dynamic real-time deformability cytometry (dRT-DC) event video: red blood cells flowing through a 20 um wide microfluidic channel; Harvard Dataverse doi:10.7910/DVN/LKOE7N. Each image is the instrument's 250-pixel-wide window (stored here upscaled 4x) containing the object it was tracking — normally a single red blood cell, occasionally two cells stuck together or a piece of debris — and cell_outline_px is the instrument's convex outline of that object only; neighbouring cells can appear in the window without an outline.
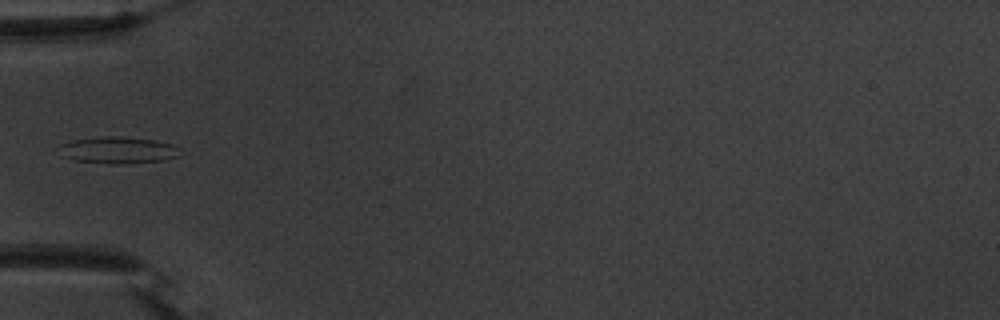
{"species": "common noctule bat (a hibernating species)", "species_latin": "Nyctalus noctula", "temperature_condition": "warm", "stored_images_in_passage": 6, "camera_frame_rate_fps": 3000, "um_per_image_px": 0.085, "animal": {"sex": "male", "body_mass_g": 20.1, "forearm_length_mm": 53.5}, "frame": {"image": 1, "passage_image": 1, "time_ms": 0.0, "image_size_px": [1000, 320], "cell_outline_px": [[180, 156], [164, 160], [128, 164], [108, 164], [76, 160], [60, 156], [60, 144], [72, 140], [104, 136], [120, 136], [156, 140], [172, 144], [180, 148]], "centroid_in_image_um": [10.06, 12.76], "position_along_channel_um": 74.9, "area_um2": 19.13}}
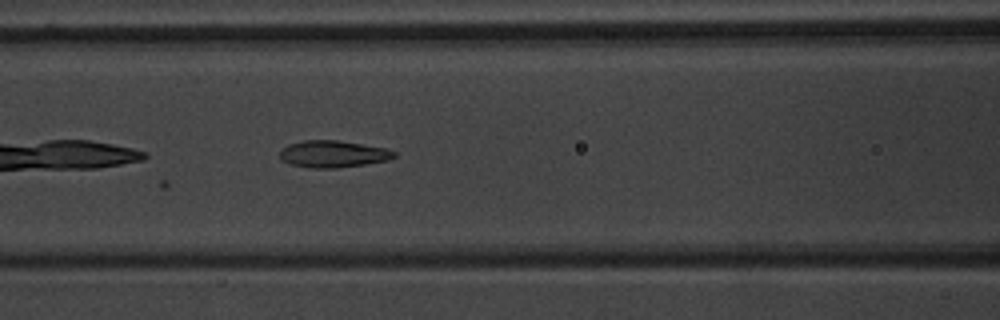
{"frame": {"image": 2, "passage_image": 6, "time_ms": 1.667, "image_size_px": [1000, 320], "cell_outline_px": [[396, 156], [388, 160], [340, 168], [308, 168], [292, 164], [280, 160], [280, 152], [288, 144], [304, 140], [336, 140], [384, 148], [396, 152]], "centroid_in_image_um": [28.29, 13.1], "position_along_channel_um": 138.3, "area_um2": 17.8}}